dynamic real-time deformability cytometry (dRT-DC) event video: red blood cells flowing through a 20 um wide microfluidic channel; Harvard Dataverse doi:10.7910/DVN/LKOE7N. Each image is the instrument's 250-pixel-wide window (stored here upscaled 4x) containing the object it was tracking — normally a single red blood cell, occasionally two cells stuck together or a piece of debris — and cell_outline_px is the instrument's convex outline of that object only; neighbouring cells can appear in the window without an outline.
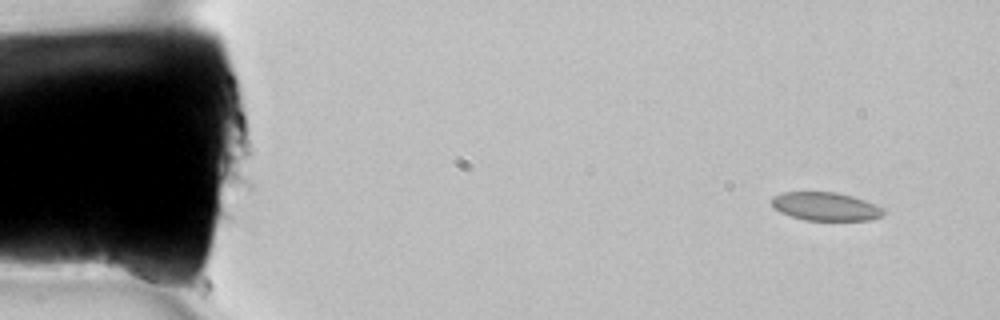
{"species": "common noctule bat (a hibernating species)", "species_latin": "Nyctalus noctula", "temperature_condition": "room temperature", "stored_images_in_passage": 3, "camera_frame_rate_fps": 3000, "um_per_image_px": 0.085, "animal": {"sex": "female", "body_mass_g": 22.7, "forearm_length_mm": 54.2}, "frame": {"image": 1, "passage_image": 1, "time_ms": 0.0, "image_size_px": [1000, 320], "cell_outline_px": [[176, 280], [144, 280], [112, 272], [108, 264], [108, 256], [128, 220], [172, 232], [176, 272]], "centroid_in_image_um": [12.22, 21.53], "position_along_channel_um": 72.8, "area_um2": 22.77}}